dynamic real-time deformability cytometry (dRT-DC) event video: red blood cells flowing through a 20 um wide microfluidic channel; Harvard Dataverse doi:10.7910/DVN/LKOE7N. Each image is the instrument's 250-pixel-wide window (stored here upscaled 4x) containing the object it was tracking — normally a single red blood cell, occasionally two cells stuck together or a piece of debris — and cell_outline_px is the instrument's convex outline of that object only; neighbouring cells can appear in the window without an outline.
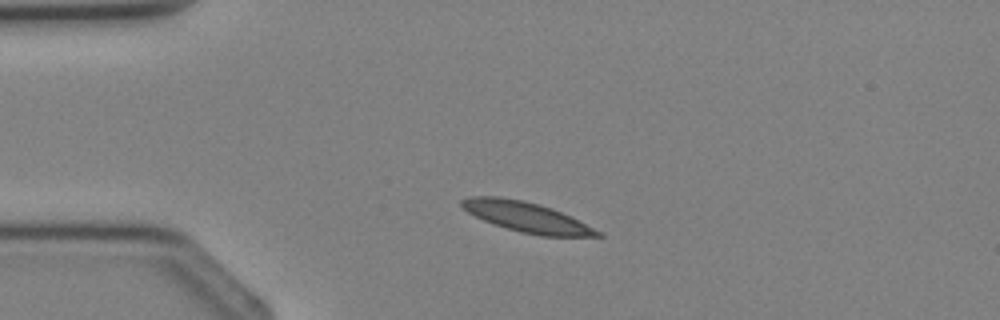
{"species": "Egyptian fruit bat (a non-hibernating species)", "species_latin": "Rousettus aegyptiacus", "temperature_condition": "cold", "stored_images_in_passage": 2, "camera_frame_rate_fps": 3000, "um_per_image_px": 0.085, "animal": {"sex": "female"}, "frame": {"image": 1, "passage_image": 1, "time_ms": 0.0, "image_size_px": [1000, 320], "cell_outline_px": [[604, 236], [540, 236], [520, 232], [484, 220], [468, 212], [460, 204], [460, 200], [472, 196], [496, 196], [524, 200], [552, 208], [604, 232]], "centroid_in_image_um": [44.79, 18.45], "position_along_channel_um": 40.2, "area_um2": 23.58}}